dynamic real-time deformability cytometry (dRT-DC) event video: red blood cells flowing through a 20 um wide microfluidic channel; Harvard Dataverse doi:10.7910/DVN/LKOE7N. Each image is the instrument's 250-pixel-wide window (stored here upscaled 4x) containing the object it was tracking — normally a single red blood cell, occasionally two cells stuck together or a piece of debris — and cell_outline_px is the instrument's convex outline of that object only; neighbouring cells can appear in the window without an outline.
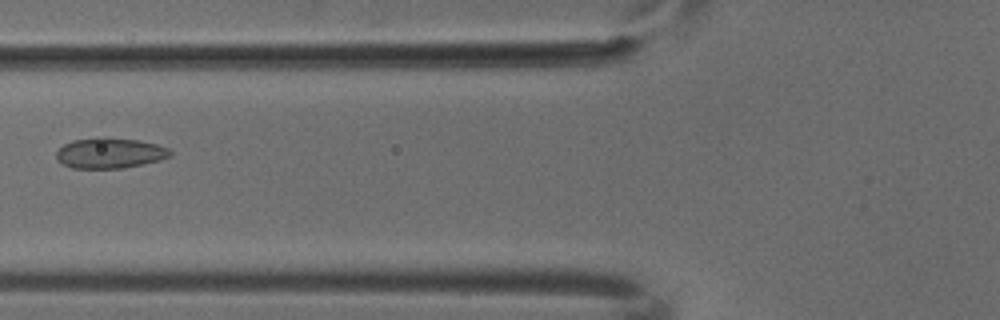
{"species": "common noctule bat (a hibernating species)", "species_latin": "Nyctalus noctula", "temperature_condition": "cold", "stored_images_in_passage": 7, "camera_frame_rate_fps": 3000, "um_per_image_px": 0.085, "animal": {"sex": "male", "body_mass_g": 18.8}, "frame": {"image": 1, "passage_image": 5, "time_ms": 1.333, "image_size_px": [1000, 320], "cell_outline_px": [[172, 156], [160, 160], [144, 164], [124, 168], [72, 168], [56, 160], [56, 152], [64, 144], [72, 140], [96, 136], [104, 136], [140, 140], [156, 144], [168, 148], [172, 152]], "centroid_in_image_um": [9.34, 12.99], "position_along_channel_um": 116.5, "area_um2": 20.63}}
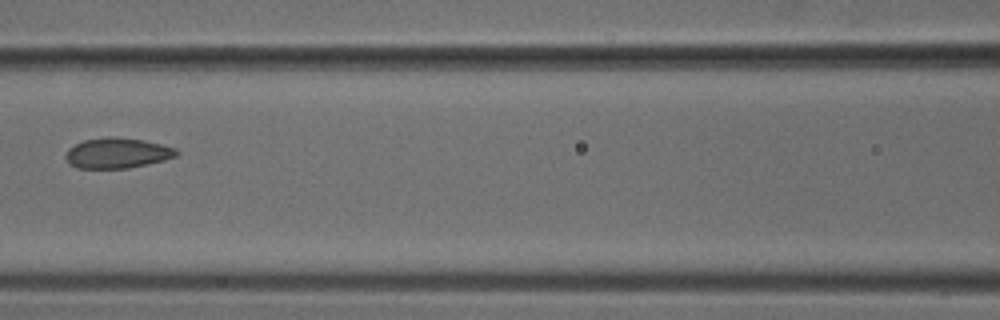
{"frame": {"image": 2, "passage_image": 6, "time_ms": 1.667, "image_size_px": [1000, 320], "cell_outline_px": [[180, 152], [176, 156], [164, 160], [148, 164], [128, 168], [76, 168], [68, 164], [64, 156], [68, 148], [84, 140], [108, 136], [116, 136], [140, 140], [160, 144], [176, 148]], "centroid_in_image_um": [9.94, 13.01], "position_along_channel_um": 156.7, "area_um2": 19.71}}
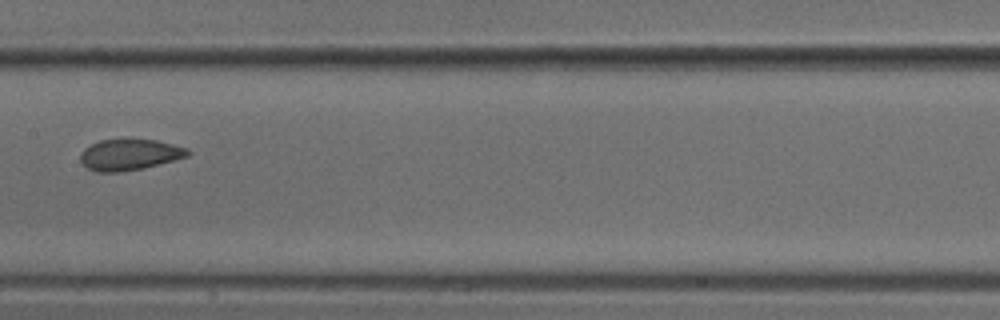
{"frame": {"image": 3, "passage_image": 7, "time_ms": 2.0, "image_size_px": [1000, 320], "cell_outline_px": [[192, 152], [188, 156], [140, 168], [120, 172], [96, 172], [88, 168], [80, 160], [80, 156], [84, 148], [100, 140], [156, 140], [188, 148]], "centroid_in_image_um": [11.0, 13.14], "position_along_channel_um": 196.4, "area_um2": 19.02}}